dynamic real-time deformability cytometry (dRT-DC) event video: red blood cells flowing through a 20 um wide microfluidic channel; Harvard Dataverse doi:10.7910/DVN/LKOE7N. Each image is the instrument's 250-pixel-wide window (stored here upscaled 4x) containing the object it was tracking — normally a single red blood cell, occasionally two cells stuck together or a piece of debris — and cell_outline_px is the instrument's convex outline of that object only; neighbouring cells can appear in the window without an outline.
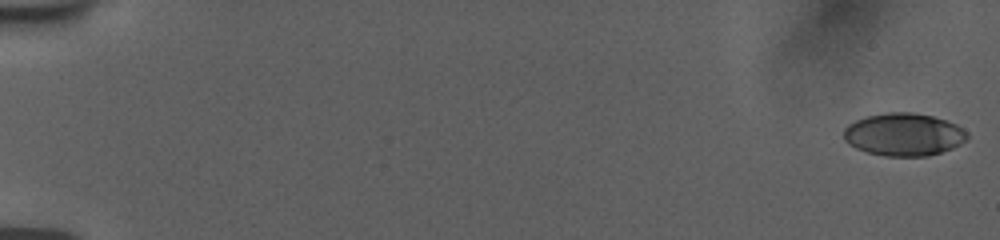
{"species": "human", "species_latin": "Homo sapiens", "temperature_condition": "room temperature", "stored_images_in_passage": 56, "camera_frame_rate_fps": 3000, "um_per_image_px": 0.085, "donor": {"sex": "female"}, "frame": {"image": 1, "passage_image": 1, "time_ms": 0.0, "image_size_px": [1000, 240], "cell_outline_px": [[968, 140], [952, 148], [928, 156], [884, 156], [868, 152], [856, 148], [848, 144], [844, 140], [844, 128], [848, 124], [856, 120], [868, 116], [888, 112], [916, 112], [932, 116], [956, 124], [968, 132]], "centroid_in_image_um": [76.83, 11.43], "position_along_channel_um": 8.2, "area_um2": 30.81}}
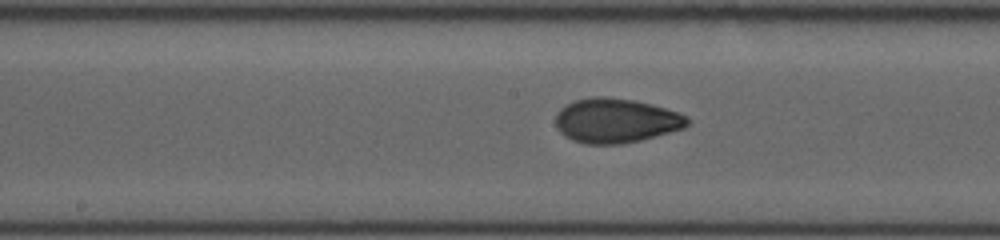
{"frame": {"image": 2, "passage_image": 31, "time_ms": 10.0, "image_size_px": [1000, 240], "cell_outline_px": [[692, 120], [684, 128], [640, 140], [620, 144], [584, 144], [572, 140], [564, 136], [556, 128], [556, 112], [560, 108], [576, 100], [596, 96], [604, 96], [632, 100], [652, 104], [676, 112]], "centroid_in_image_um": [52.32, 10.26], "position_along_channel_um": 195.9, "area_um2": 34.04}}
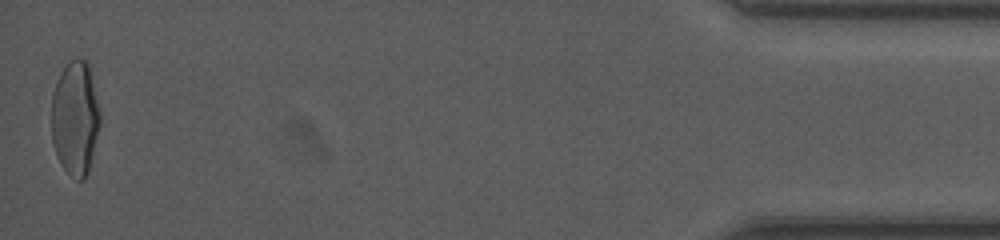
{"frame": {"image": 3, "passage_image": 56, "time_ms": 18.333, "image_size_px": [1000, 240], "cell_outline_px": [[100, 124], [88, 172], [84, 180], [76, 180], [60, 164], [52, 144], [52, 96], [56, 80], [60, 72], [68, 60], [88, 60], [100, 112]], "centroid_in_image_um": [6.38, 10.03], "position_along_channel_um": 428.8, "area_um2": 32.43}, "authors_computed_cell_mechanics": {"area_um2": 31.9056, "velocity_mm_per_s": 3.761, "shape_relaxation_time_tau1_ms": 8.6314, "shape_relaxation_time_tau2_ms": 1.1413, "deformation_change_tau1": 0.2272, "deformation_change_tau2": 0.0516}}